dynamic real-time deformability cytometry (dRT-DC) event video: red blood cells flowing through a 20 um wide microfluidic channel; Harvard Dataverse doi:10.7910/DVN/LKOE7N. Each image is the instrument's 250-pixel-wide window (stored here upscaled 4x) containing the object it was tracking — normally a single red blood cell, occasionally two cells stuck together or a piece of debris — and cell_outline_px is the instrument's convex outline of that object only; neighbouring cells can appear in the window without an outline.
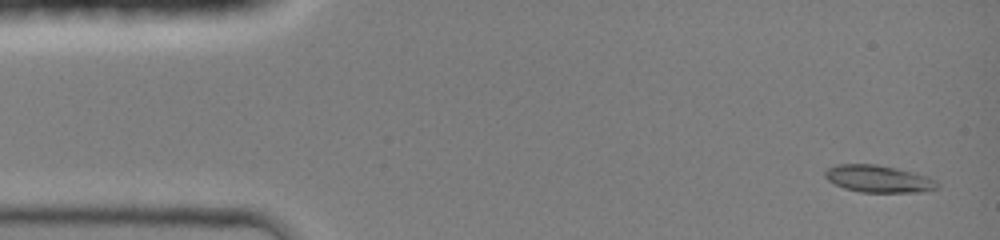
{"species": "common noctule bat (a hibernating species)", "species_latin": "Nyctalus noctula", "temperature_condition": "room temperature", "stored_images_in_passage": 44, "camera_frame_rate_fps": 3000, "um_per_image_px": 0.085, "animal": {"sex": "female", "body_mass_g": 19.0, "forearm_length_mm": 51.5}, "frame": {"image": 1, "passage_image": 2, "time_ms": 0.333, "image_size_px": [1000, 240], "cell_outline_px": [[940, 188], [924, 192], [860, 192], [844, 188], [828, 180], [824, 176], [824, 172], [828, 168], [836, 164], [876, 164], [896, 168], [928, 176], [936, 180], [940, 184]], "centroid_in_image_um": [74.71, 15.2], "position_along_channel_um": 10.3, "area_um2": 17.92}}
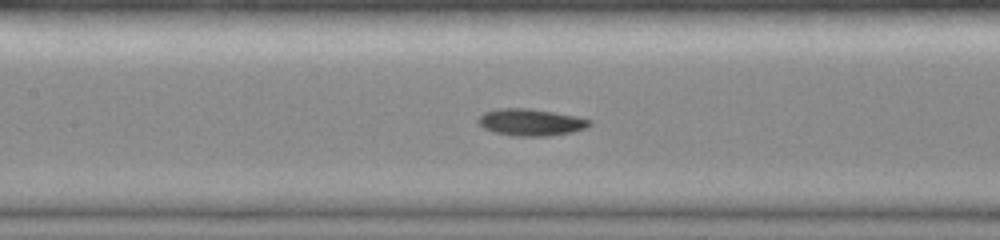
{"frame": {"image": 2, "passage_image": 20, "time_ms": 6.333, "image_size_px": [1000, 240], "cell_outline_px": [[592, 124], [588, 128], [572, 132], [552, 136], [512, 136], [492, 132], [484, 128], [476, 120], [484, 112], [496, 108], [528, 108], [576, 116], [592, 120]], "centroid_in_image_um": [45.13, 10.4], "position_along_channel_um": 162.3, "area_um2": 17.69}}
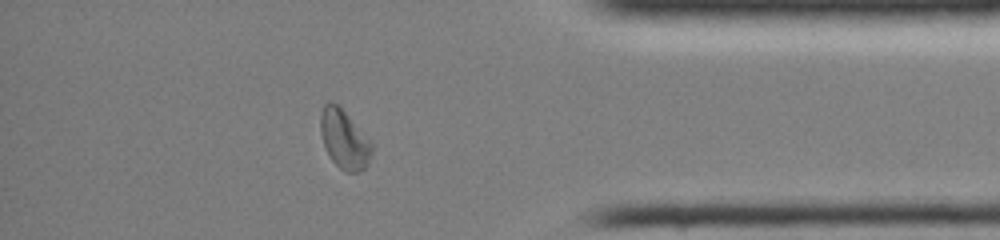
{"frame": {"image": 3, "passage_image": 38, "time_ms": 12.333, "image_size_px": [1000, 240], "cell_outline_px": [[372, 152], [368, 164], [364, 168], [356, 172], [344, 172], [332, 160], [324, 144], [320, 132], [320, 116], [324, 104], [328, 100], [336, 104], [344, 112], [372, 144]], "centroid_in_image_um": [29.23, 11.86], "position_along_channel_um": 406.0, "area_um2": 17.11}, "authors_computed_cell_mechanics": {"area_um2": 17.051, "velocity_mm_per_s": 4.3093, "shape_relaxation_time_tau1_ms": 3.3846, "shape_relaxation_time_tau2_ms": null, "deformation_change_tau1": 0.1372, "deformation_change_tau2": null}}